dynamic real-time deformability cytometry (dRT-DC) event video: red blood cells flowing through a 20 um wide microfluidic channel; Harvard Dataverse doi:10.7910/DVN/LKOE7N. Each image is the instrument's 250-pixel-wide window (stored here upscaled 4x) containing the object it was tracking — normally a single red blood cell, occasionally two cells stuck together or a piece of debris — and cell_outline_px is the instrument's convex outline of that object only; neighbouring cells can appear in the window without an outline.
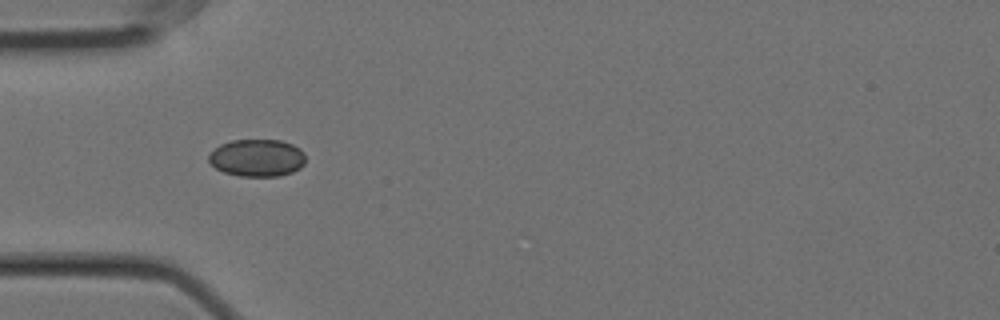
{"species": "Egyptian fruit bat (a non-hibernating species)", "species_latin": "Rousettus aegyptiacus", "temperature_condition": "cold", "stored_images_in_passage": 31, "camera_frame_rate_fps": 3000, "um_per_image_px": 0.085, "animal": {"sex": "female"}, "frame": {"image": 1, "passage_image": 7, "time_ms": 2.0, "image_size_px": [1000, 320], "cell_outline_px": [[304, 164], [300, 168], [292, 172], [280, 176], [240, 176], [224, 172], [216, 168], [208, 160], [208, 156], [220, 144], [232, 140], [280, 140], [292, 144], [300, 148], [304, 152]], "centroid_in_image_um": [21.87, 13.42], "position_along_channel_um": 63.1, "area_um2": 21.04}}
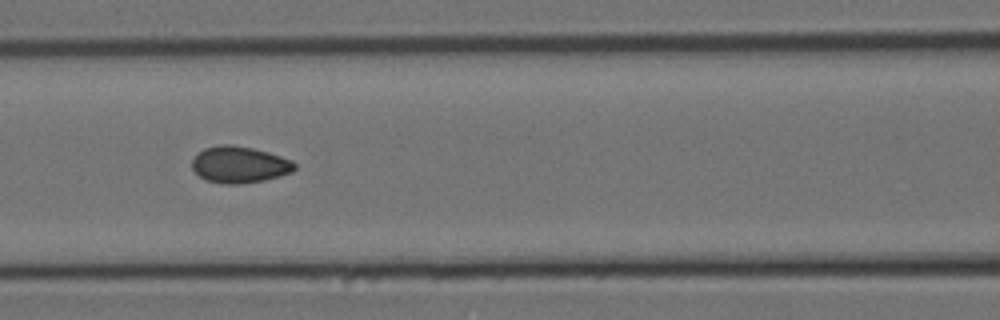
{"frame": {"image": 2, "passage_image": 14, "time_ms": 4.333, "image_size_px": [1000, 320], "cell_outline_px": [[296, 168], [292, 172], [280, 176], [264, 180], [240, 184], [224, 184], [208, 180], [200, 176], [192, 168], [192, 160], [196, 152], [204, 148], [220, 144], [232, 144], [252, 148], [268, 152], [292, 160], [296, 164]], "centroid_in_image_um": [20.35, 13.98], "position_along_channel_um": 146.3, "area_um2": 21.96}}
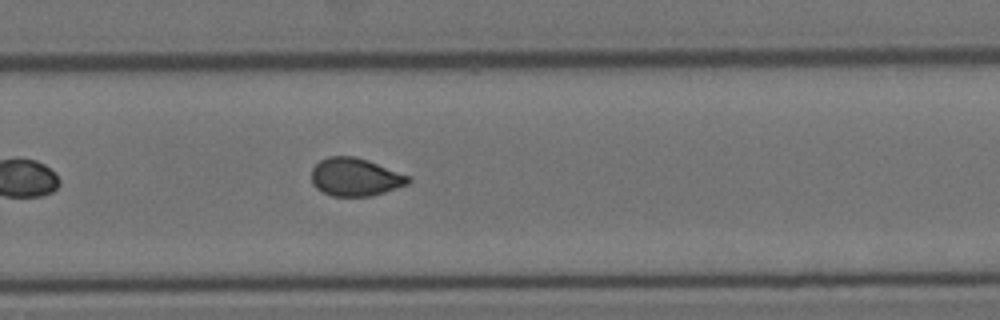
{"frame": {"image": 3, "passage_image": 27, "time_ms": 8.667, "image_size_px": [1000, 320], "cell_outline_px": [[412, 180], [408, 184], [372, 196], [332, 196], [316, 188], [312, 184], [312, 168], [320, 160], [328, 156], [356, 156], [368, 160], [408, 176]], "centroid_in_image_um": [30.17, 15.04], "position_along_channel_um": 299.6, "area_um2": 21.33}}